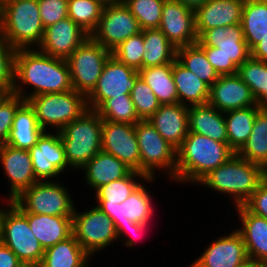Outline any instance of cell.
Wrapping results in <instances>:
<instances>
[{
    "label": "cell",
    "instance_id": "6da1fadb",
    "mask_svg": "<svg viewBox=\"0 0 267 267\" xmlns=\"http://www.w3.org/2000/svg\"><path fill=\"white\" fill-rule=\"evenodd\" d=\"M21 83L22 85L34 88L28 94L22 90ZM70 90H73V87L66 60L46 55L36 49V47L35 50L34 48L16 49L13 94L27 101L30 97L40 94L59 93Z\"/></svg>",
    "mask_w": 267,
    "mask_h": 267
},
{
    "label": "cell",
    "instance_id": "7a4b0ae2",
    "mask_svg": "<svg viewBox=\"0 0 267 267\" xmlns=\"http://www.w3.org/2000/svg\"><path fill=\"white\" fill-rule=\"evenodd\" d=\"M234 154L228 143L188 132L182 144L176 149L175 180L178 183H198Z\"/></svg>",
    "mask_w": 267,
    "mask_h": 267
},
{
    "label": "cell",
    "instance_id": "3957f363",
    "mask_svg": "<svg viewBox=\"0 0 267 267\" xmlns=\"http://www.w3.org/2000/svg\"><path fill=\"white\" fill-rule=\"evenodd\" d=\"M266 177L267 171L261 165L247 161L235 153L197 184L231 195L235 206H239L251 197Z\"/></svg>",
    "mask_w": 267,
    "mask_h": 267
},
{
    "label": "cell",
    "instance_id": "277c9868",
    "mask_svg": "<svg viewBox=\"0 0 267 267\" xmlns=\"http://www.w3.org/2000/svg\"><path fill=\"white\" fill-rule=\"evenodd\" d=\"M44 30L38 0H11L0 8V32L13 48H38Z\"/></svg>",
    "mask_w": 267,
    "mask_h": 267
},
{
    "label": "cell",
    "instance_id": "5b68a950",
    "mask_svg": "<svg viewBox=\"0 0 267 267\" xmlns=\"http://www.w3.org/2000/svg\"><path fill=\"white\" fill-rule=\"evenodd\" d=\"M65 156L70 168L82 169L101 151L102 119L95 110L88 109L60 132Z\"/></svg>",
    "mask_w": 267,
    "mask_h": 267
},
{
    "label": "cell",
    "instance_id": "8992f818",
    "mask_svg": "<svg viewBox=\"0 0 267 267\" xmlns=\"http://www.w3.org/2000/svg\"><path fill=\"white\" fill-rule=\"evenodd\" d=\"M7 204L1 216L0 242L10 248L25 267H38L45 250L29 227L27 213L11 200Z\"/></svg>",
    "mask_w": 267,
    "mask_h": 267
},
{
    "label": "cell",
    "instance_id": "52a82bcc",
    "mask_svg": "<svg viewBox=\"0 0 267 267\" xmlns=\"http://www.w3.org/2000/svg\"><path fill=\"white\" fill-rule=\"evenodd\" d=\"M27 101L33 107L40 127L45 131L51 126L60 132L89 109L86 96L75 90L40 94Z\"/></svg>",
    "mask_w": 267,
    "mask_h": 267
},
{
    "label": "cell",
    "instance_id": "ba28073f",
    "mask_svg": "<svg viewBox=\"0 0 267 267\" xmlns=\"http://www.w3.org/2000/svg\"><path fill=\"white\" fill-rule=\"evenodd\" d=\"M135 133L140 152V173L147 178H156L155 170H167L168 177L175 181L176 148L148 120L136 123Z\"/></svg>",
    "mask_w": 267,
    "mask_h": 267
},
{
    "label": "cell",
    "instance_id": "9c48e42d",
    "mask_svg": "<svg viewBox=\"0 0 267 267\" xmlns=\"http://www.w3.org/2000/svg\"><path fill=\"white\" fill-rule=\"evenodd\" d=\"M55 181H37L12 202L25 213L73 216L75 206L68 189Z\"/></svg>",
    "mask_w": 267,
    "mask_h": 267
},
{
    "label": "cell",
    "instance_id": "30bf717a",
    "mask_svg": "<svg viewBox=\"0 0 267 267\" xmlns=\"http://www.w3.org/2000/svg\"><path fill=\"white\" fill-rule=\"evenodd\" d=\"M111 55V51L91 37L76 48L66 59L73 90L87 97L95 88L103 67Z\"/></svg>",
    "mask_w": 267,
    "mask_h": 267
},
{
    "label": "cell",
    "instance_id": "8fae6325",
    "mask_svg": "<svg viewBox=\"0 0 267 267\" xmlns=\"http://www.w3.org/2000/svg\"><path fill=\"white\" fill-rule=\"evenodd\" d=\"M72 231L80 246L90 256L118 240L113 220L97 206L83 213L74 208Z\"/></svg>",
    "mask_w": 267,
    "mask_h": 267
},
{
    "label": "cell",
    "instance_id": "7c38bea8",
    "mask_svg": "<svg viewBox=\"0 0 267 267\" xmlns=\"http://www.w3.org/2000/svg\"><path fill=\"white\" fill-rule=\"evenodd\" d=\"M141 31L138 20L125 4H109L104 6L97 27L90 37L112 52L123 41Z\"/></svg>",
    "mask_w": 267,
    "mask_h": 267
},
{
    "label": "cell",
    "instance_id": "4fadbf2b",
    "mask_svg": "<svg viewBox=\"0 0 267 267\" xmlns=\"http://www.w3.org/2000/svg\"><path fill=\"white\" fill-rule=\"evenodd\" d=\"M139 71L119 62L114 56L106 61L93 91L86 97L89 109L96 110L105 100L130 95Z\"/></svg>",
    "mask_w": 267,
    "mask_h": 267
},
{
    "label": "cell",
    "instance_id": "5bb4252c",
    "mask_svg": "<svg viewBox=\"0 0 267 267\" xmlns=\"http://www.w3.org/2000/svg\"><path fill=\"white\" fill-rule=\"evenodd\" d=\"M55 132V134H51L45 131L36 145L28 150L37 181H53L66 168L70 167L66 160L60 134Z\"/></svg>",
    "mask_w": 267,
    "mask_h": 267
},
{
    "label": "cell",
    "instance_id": "9a60e30c",
    "mask_svg": "<svg viewBox=\"0 0 267 267\" xmlns=\"http://www.w3.org/2000/svg\"><path fill=\"white\" fill-rule=\"evenodd\" d=\"M158 29L176 49L198 41L195 11L177 0H165Z\"/></svg>",
    "mask_w": 267,
    "mask_h": 267
},
{
    "label": "cell",
    "instance_id": "2e32d148",
    "mask_svg": "<svg viewBox=\"0 0 267 267\" xmlns=\"http://www.w3.org/2000/svg\"><path fill=\"white\" fill-rule=\"evenodd\" d=\"M101 150L117 157L132 170L140 172V152L135 125L102 120Z\"/></svg>",
    "mask_w": 267,
    "mask_h": 267
},
{
    "label": "cell",
    "instance_id": "e0dca14e",
    "mask_svg": "<svg viewBox=\"0 0 267 267\" xmlns=\"http://www.w3.org/2000/svg\"><path fill=\"white\" fill-rule=\"evenodd\" d=\"M207 247L189 267H242L250 262L243 238L236 229Z\"/></svg>",
    "mask_w": 267,
    "mask_h": 267
},
{
    "label": "cell",
    "instance_id": "ac0fdd59",
    "mask_svg": "<svg viewBox=\"0 0 267 267\" xmlns=\"http://www.w3.org/2000/svg\"><path fill=\"white\" fill-rule=\"evenodd\" d=\"M90 35L69 17L45 28L38 50L66 60Z\"/></svg>",
    "mask_w": 267,
    "mask_h": 267
},
{
    "label": "cell",
    "instance_id": "d6986e66",
    "mask_svg": "<svg viewBox=\"0 0 267 267\" xmlns=\"http://www.w3.org/2000/svg\"><path fill=\"white\" fill-rule=\"evenodd\" d=\"M145 186L141 184L120 204H97V207L113 220L115 227H128L134 223L149 222L154 208L150 191Z\"/></svg>",
    "mask_w": 267,
    "mask_h": 267
},
{
    "label": "cell",
    "instance_id": "ffe728a7",
    "mask_svg": "<svg viewBox=\"0 0 267 267\" xmlns=\"http://www.w3.org/2000/svg\"><path fill=\"white\" fill-rule=\"evenodd\" d=\"M196 43L199 46L218 48V52L237 67L250 57L241 24L205 30L198 36Z\"/></svg>",
    "mask_w": 267,
    "mask_h": 267
},
{
    "label": "cell",
    "instance_id": "44dd1931",
    "mask_svg": "<svg viewBox=\"0 0 267 267\" xmlns=\"http://www.w3.org/2000/svg\"><path fill=\"white\" fill-rule=\"evenodd\" d=\"M208 104L220 112L244 109L257 105L250 88L239 75H220L210 87Z\"/></svg>",
    "mask_w": 267,
    "mask_h": 267
},
{
    "label": "cell",
    "instance_id": "7402d4cb",
    "mask_svg": "<svg viewBox=\"0 0 267 267\" xmlns=\"http://www.w3.org/2000/svg\"><path fill=\"white\" fill-rule=\"evenodd\" d=\"M0 163L10 185L8 201L37 182L29 151L4 144L0 146Z\"/></svg>",
    "mask_w": 267,
    "mask_h": 267
},
{
    "label": "cell",
    "instance_id": "603a6c76",
    "mask_svg": "<svg viewBox=\"0 0 267 267\" xmlns=\"http://www.w3.org/2000/svg\"><path fill=\"white\" fill-rule=\"evenodd\" d=\"M241 227L236 229L242 236L249 260L267 267V219L251 213L244 205L236 206Z\"/></svg>",
    "mask_w": 267,
    "mask_h": 267
},
{
    "label": "cell",
    "instance_id": "cb8c5ba5",
    "mask_svg": "<svg viewBox=\"0 0 267 267\" xmlns=\"http://www.w3.org/2000/svg\"><path fill=\"white\" fill-rule=\"evenodd\" d=\"M244 2L245 0H207L195 10L197 36L211 28L241 24Z\"/></svg>",
    "mask_w": 267,
    "mask_h": 267
},
{
    "label": "cell",
    "instance_id": "d4e9b609",
    "mask_svg": "<svg viewBox=\"0 0 267 267\" xmlns=\"http://www.w3.org/2000/svg\"><path fill=\"white\" fill-rule=\"evenodd\" d=\"M188 109L180 103L160 105L148 121L177 149L189 132Z\"/></svg>",
    "mask_w": 267,
    "mask_h": 267
},
{
    "label": "cell",
    "instance_id": "484cf974",
    "mask_svg": "<svg viewBox=\"0 0 267 267\" xmlns=\"http://www.w3.org/2000/svg\"><path fill=\"white\" fill-rule=\"evenodd\" d=\"M86 183L94 190L112 181L126 177L132 169L117 157L103 150L81 169Z\"/></svg>",
    "mask_w": 267,
    "mask_h": 267
},
{
    "label": "cell",
    "instance_id": "4316f807",
    "mask_svg": "<svg viewBox=\"0 0 267 267\" xmlns=\"http://www.w3.org/2000/svg\"><path fill=\"white\" fill-rule=\"evenodd\" d=\"M29 227L45 249L73 235L72 216H50L27 213Z\"/></svg>",
    "mask_w": 267,
    "mask_h": 267
},
{
    "label": "cell",
    "instance_id": "83f0119b",
    "mask_svg": "<svg viewBox=\"0 0 267 267\" xmlns=\"http://www.w3.org/2000/svg\"><path fill=\"white\" fill-rule=\"evenodd\" d=\"M44 132L45 130L40 127L36 119L33 107L28 101H24L14 115L6 144L13 148L28 151L33 145H36Z\"/></svg>",
    "mask_w": 267,
    "mask_h": 267
},
{
    "label": "cell",
    "instance_id": "f1b7e54d",
    "mask_svg": "<svg viewBox=\"0 0 267 267\" xmlns=\"http://www.w3.org/2000/svg\"><path fill=\"white\" fill-rule=\"evenodd\" d=\"M188 123L189 132L227 143L224 112H220L210 104L190 106L188 109Z\"/></svg>",
    "mask_w": 267,
    "mask_h": 267
},
{
    "label": "cell",
    "instance_id": "f546056e",
    "mask_svg": "<svg viewBox=\"0 0 267 267\" xmlns=\"http://www.w3.org/2000/svg\"><path fill=\"white\" fill-rule=\"evenodd\" d=\"M172 76L178 94V103L186 106L207 104L210 87L177 59L173 62Z\"/></svg>",
    "mask_w": 267,
    "mask_h": 267
},
{
    "label": "cell",
    "instance_id": "4dcf8cb0",
    "mask_svg": "<svg viewBox=\"0 0 267 267\" xmlns=\"http://www.w3.org/2000/svg\"><path fill=\"white\" fill-rule=\"evenodd\" d=\"M90 257L72 235L45 249L38 267H89Z\"/></svg>",
    "mask_w": 267,
    "mask_h": 267
},
{
    "label": "cell",
    "instance_id": "1f68e13d",
    "mask_svg": "<svg viewBox=\"0 0 267 267\" xmlns=\"http://www.w3.org/2000/svg\"><path fill=\"white\" fill-rule=\"evenodd\" d=\"M241 26L248 49L251 50L267 34V0H245Z\"/></svg>",
    "mask_w": 267,
    "mask_h": 267
},
{
    "label": "cell",
    "instance_id": "d6a6232c",
    "mask_svg": "<svg viewBox=\"0 0 267 267\" xmlns=\"http://www.w3.org/2000/svg\"><path fill=\"white\" fill-rule=\"evenodd\" d=\"M260 109L257 104L244 109L224 112L227 143L235 153L247 142L253 128L254 118Z\"/></svg>",
    "mask_w": 267,
    "mask_h": 267
},
{
    "label": "cell",
    "instance_id": "836d02e7",
    "mask_svg": "<svg viewBox=\"0 0 267 267\" xmlns=\"http://www.w3.org/2000/svg\"><path fill=\"white\" fill-rule=\"evenodd\" d=\"M143 68L162 66L176 60L177 49L159 29L143 30Z\"/></svg>",
    "mask_w": 267,
    "mask_h": 267
},
{
    "label": "cell",
    "instance_id": "e575fe53",
    "mask_svg": "<svg viewBox=\"0 0 267 267\" xmlns=\"http://www.w3.org/2000/svg\"><path fill=\"white\" fill-rule=\"evenodd\" d=\"M173 62L162 66L143 68L140 77L153 90L161 105L178 103V94L172 76Z\"/></svg>",
    "mask_w": 267,
    "mask_h": 267
},
{
    "label": "cell",
    "instance_id": "d590c367",
    "mask_svg": "<svg viewBox=\"0 0 267 267\" xmlns=\"http://www.w3.org/2000/svg\"><path fill=\"white\" fill-rule=\"evenodd\" d=\"M237 154L267 171V109L256 113L251 134Z\"/></svg>",
    "mask_w": 267,
    "mask_h": 267
},
{
    "label": "cell",
    "instance_id": "8d00e7d4",
    "mask_svg": "<svg viewBox=\"0 0 267 267\" xmlns=\"http://www.w3.org/2000/svg\"><path fill=\"white\" fill-rule=\"evenodd\" d=\"M237 74L250 88L261 109L267 108V62L249 57L238 67Z\"/></svg>",
    "mask_w": 267,
    "mask_h": 267
},
{
    "label": "cell",
    "instance_id": "74e56055",
    "mask_svg": "<svg viewBox=\"0 0 267 267\" xmlns=\"http://www.w3.org/2000/svg\"><path fill=\"white\" fill-rule=\"evenodd\" d=\"M176 59L209 87L219 78L218 73L207 60L205 51L197 43L177 48Z\"/></svg>",
    "mask_w": 267,
    "mask_h": 267
},
{
    "label": "cell",
    "instance_id": "f35d334b",
    "mask_svg": "<svg viewBox=\"0 0 267 267\" xmlns=\"http://www.w3.org/2000/svg\"><path fill=\"white\" fill-rule=\"evenodd\" d=\"M136 178H141L147 182H153L154 178H147L139 171L132 170L126 177L112 181L104 186H101L95 190L98 204L115 205L122 203L128 198L134 190L140 185V181Z\"/></svg>",
    "mask_w": 267,
    "mask_h": 267
},
{
    "label": "cell",
    "instance_id": "ab89813d",
    "mask_svg": "<svg viewBox=\"0 0 267 267\" xmlns=\"http://www.w3.org/2000/svg\"><path fill=\"white\" fill-rule=\"evenodd\" d=\"M102 120L135 125L140 121L131 95L105 100L96 110Z\"/></svg>",
    "mask_w": 267,
    "mask_h": 267
},
{
    "label": "cell",
    "instance_id": "60d3db41",
    "mask_svg": "<svg viewBox=\"0 0 267 267\" xmlns=\"http://www.w3.org/2000/svg\"><path fill=\"white\" fill-rule=\"evenodd\" d=\"M104 6L99 0H68V17L90 35L97 27Z\"/></svg>",
    "mask_w": 267,
    "mask_h": 267
},
{
    "label": "cell",
    "instance_id": "b9f144b4",
    "mask_svg": "<svg viewBox=\"0 0 267 267\" xmlns=\"http://www.w3.org/2000/svg\"><path fill=\"white\" fill-rule=\"evenodd\" d=\"M165 0H128L125 6L138 20L141 30L158 29Z\"/></svg>",
    "mask_w": 267,
    "mask_h": 267
},
{
    "label": "cell",
    "instance_id": "7bdbcfd3",
    "mask_svg": "<svg viewBox=\"0 0 267 267\" xmlns=\"http://www.w3.org/2000/svg\"><path fill=\"white\" fill-rule=\"evenodd\" d=\"M144 39L143 30L123 41L112 51L119 62L140 71L143 69Z\"/></svg>",
    "mask_w": 267,
    "mask_h": 267
},
{
    "label": "cell",
    "instance_id": "ee69618b",
    "mask_svg": "<svg viewBox=\"0 0 267 267\" xmlns=\"http://www.w3.org/2000/svg\"><path fill=\"white\" fill-rule=\"evenodd\" d=\"M130 95L140 120H148L161 105L153 90L140 76L136 79Z\"/></svg>",
    "mask_w": 267,
    "mask_h": 267
},
{
    "label": "cell",
    "instance_id": "f6af8a7d",
    "mask_svg": "<svg viewBox=\"0 0 267 267\" xmlns=\"http://www.w3.org/2000/svg\"><path fill=\"white\" fill-rule=\"evenodd\" d=\"M16 49L0 32V90L12 93L14 86V57Z\"/></svg>",
    "mask_w": 267,
    "mask_h": 267
},
{
    "label": "cell",
    "instance_id": "bcb514c9",
    "mask_svg": "<svg viewBox=\"0 0 267 267\" xmlns=\"http://www.w3.org/2000/svg\"><path fill=\"white\" fill-rule=\"evenodd\" d=\"M24 101L22 97L10 93L0 103V146L6 144L11 132L14 115Z\"/></svg>",
    "mask_w": 267,
    "mask_h": 267
},
{
    "label": "cell",
    "instance_id": "7dc6e473",
    "mask_svg": "<svg viewBox=\"0 0 267 267\" xmlns=\"http://www.w3.org/2000/svg\"><path fill=\"white\" fill-rule=\"evenodd\" d=\"M38 5L44 28L68 17V0H38Z\"/></svg>",
    "mask_w": 267,
    "mask_h": 267
},
{
    "label": "cell",
    "instance_id": "c3c4849f",
    "mask_svg": "<svg viewBox=\"0 0 267 267\" xmlns=\"http://www.w3.org/2000/svg\"><path fill=\"white\" fill-rule=\"evenodd\" d=\"M206 54L207 60L214 67L218 75H232L238 72V67L218 52L216 47L200 46Z\"/></svg>",
    "mask_w": 267,
    "mask_h": 267
},
{
    "label": "cell",
    "instance_id": "681fc988",
    "mask_svg": "<svg viewBox=\"0 0 267 267\" xmlns=\"http://www.w3.org/2000/svg\"><path fill=\"white\" fill-rule=\"evenodd\" d=\"M251 213L267 219V177L243 204Z\"/></svg>",
    "mask_w": 267,
    "mask_h": 267
},
{
    "label": "cell",
    "instance_id": "f907efd6",
    "mask_svg": "<svg viewBox=\"0 0 267 267\" xmlns=\"http://www.w3.org/2000/svg\"><path fill=\"white\" fill-rule=\"evenodd\" d=\"M147 224H149V222L134 223L133 225H129L128 227H116L117 238L120 239V237H122V238L125 237L124 244L128 248L134 247V245L136 244V240H134V238H132V237L127 239L126 237H127L128 233H131L132 236H135V237H137L138 235L141 236L142 235L141 233L142 232L144 233V231H146Z\"/></svg>",
    "mask_w": 267,
    "mask_h": 267
},
{
    "label": "cell",
    "instance_id": "816d5d0a",
    "mask_svg": "<svg viewBox=\"0 0 267 267\" xmlns=\"http://www.w3.org/2000/svg\"><path fill=\"white\" fill-rule=\"evenodd\" d=\"M0 267H25L6 245L0 242Z\"/></svg>",
    "mask_w": 267,
    "mask_h": 267
},
{
    "label": "cell",
    "instance_id": "f5cc1de1",
    "mask_svg": "<svg viewBox=\"0 0 267 267\" xmlns=\"http://www.w3.org/2000/svg\"><path fill=\"white\" fill-rule=\"evenodd\" d=\"M250 57L267 62V34L250 50Z\"/></svg>",
    "mask_w": 267,
    "mask_h": 267
},
{
    "label": "cell",
    "instance_id": "db71d44e",
    "mask_svg": "<svg viewBox=\"0 0 267 267\" xmlns=\"http://www.w3.org/2000/svg\"><path fill=\"white\" fill-rule=\"evenodd\" d=\"M191 10H196L201 5H203L207 0H177Z\"/></svg>",
    "mask_w": 267,
    "mask_h": 267
},
{
    "label": "cell",
    "instance_id": "11a10c76",
    "mask_svg": "<svg viewBox=\"0 0 267 267\" xmlns=\"http://www.w3.org/2000/svg\"><path fill=\"white\" fill-rule=\"evenodd\" d=\"M11 92H7L4 90H0V103L10 94Z\"/></svg>",
    "mask_w": 267,
    "mask_h": 267
},
{
    "label": "cell",
    "instance_id": "9f6ffc18",
    "mask_svg": "<svg viewBox=\"0 0 267 267\" xmlns=\"http://www.w3.org/2000/svg\"><path fill=\"white\" fill-rule=\"evenodd\" d=\"M99 1H101L104 5L116 4V0H99Z\"/></svg>",
    "mask_w": 267,
    "mask_h": 267
},
{
    "label": "cell",
    "instance_id": "6f0895ef",
    "mask_svg": "<svg viewBox=\"0 0 267 267\" xmlns=\"http://www.w3.org/2000/svg\"><path fill=\"white\" fill-rule=\"evenodd\" d=\"M242 267H263V266L257 265V264L250 261L249 263H247L246 265H244Z\"/></svg>",
    "mask_w": 267,
    "mask_h": 267
},
{
    "label": "cell",
    "instance_id": "680465c9",
    "mask_svg": "<svg viewBox=\"0 0 267 267\" xmlns=\"http://www.w3.org/2000/svg\"><path fill=\"white\" fill-rule=\"evenodd\" d=\"M9 1L11 0H0V8Z\"/></svg>",
    "mask_w": 267,
    "mask_h": 267
},
{
    "label": "cell",
    "instance_id": "91938a15",
    "mask_svg": "<svg viewBox=\"0 0 267 267\" xmlns=\"http://www.w3.org/2000/svg\"><path fill=\"white\" fill-rule=\"evenodd\" d=\"M128 0H116V4H124L126 3Z\"/></svg>",
    "mask_w": 267,
    "mask_h": 267
},
{
    "label": "cell",
    "instance_id": "94428289",
    "mask_svg": "<svg viewBox=\"0 0 267 267\" xmlns=\"http://www.w3.org/2000/svg\"><path fill=\"white\" fill-rule=\"evenodd\" d=\"M3 211H4V209L1 207L0 208V222H1V216H2Z\"/></svg>",
    "mask_w": 267,
    "mask_h": 267
}]
</instances>
